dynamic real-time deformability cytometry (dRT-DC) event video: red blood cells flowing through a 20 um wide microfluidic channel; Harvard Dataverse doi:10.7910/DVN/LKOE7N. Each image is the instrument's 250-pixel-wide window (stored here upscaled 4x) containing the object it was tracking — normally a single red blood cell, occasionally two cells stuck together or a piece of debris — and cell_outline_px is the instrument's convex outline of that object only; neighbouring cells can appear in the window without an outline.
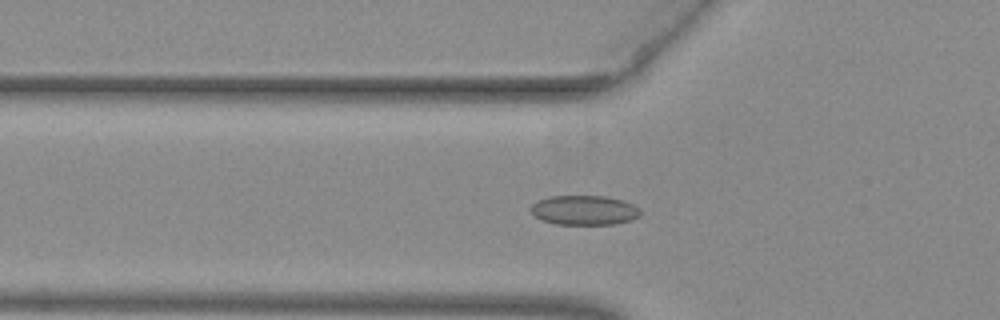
{"species": "common noctule bat (a hibernating species)", "species_latin": "Nyctalus noctula", "temperature_condition": "warm", "stored_images_in_passage": 48, "camera_frame_rate_fps": 3000, "um_per_image_px": 0.085, "animal": {"sex": "female", "body_mass_g": 29.2, "forearm_length_mm": 56.3}, "frame": {"image": 1, "passage_image": 20, "time_ms": 6.333, "image_size_px": [1000, 320], "cell_outline_px": [[640, 216], [632, 220], [616, 224], [556, 224], [540, 220], [528, 208], [532, 204], [540, 200], [552, 196], [604, 196], [624, 200], [632, 204], [640, 212]], "centroid_in_image_um": [49.65, 17.87], "position_along_channel_um": 76.1, "area_um2": 18.84}}
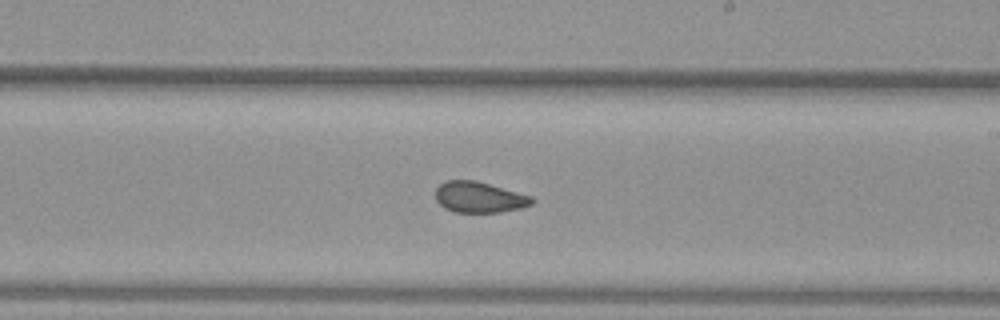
{"frame": {"image": 2, "passage_image": 33, "time_ms": 10.667, "image_size_px": [1000, 320], "cell_outline_px": [[536, 200], [532, 204], [520, 208], [500, 212], [456, 212], [444, 208], [436, 200], [436, 188], [444, 180], [476, 180], [532, 196]], "centroid_in_image_um": [40.74, 16.75], "position_along_channel_um": 248.3, "area_um2": 17.4}}
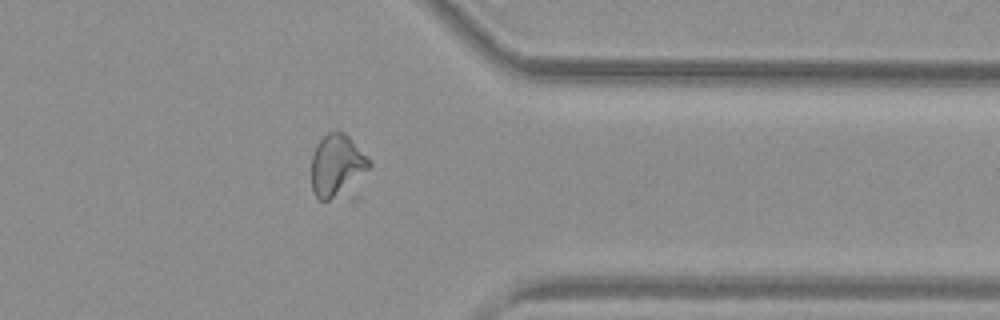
{"frame": {"image": 3, "passage_image": 43, "time_ms": 14.0, "image_size_px": [1000, 320], "cell_outline_px": [[372, 164], [360, 200], [356, 204], [320, 200], [312, 192], [312, 152], [316, 144], [328, 132], [344, 132], [348, 136]], "centroid_in_image_um": [28.81, 14.39], "position_along_channel_um": 382.6, "area_um2": 24.1}, "authors_computed_cell_mechanics": {"area_um2": 19.5075, "velocity_mm_per_s": 3.9727, "shape_relaxation_time_tau1_ms": 10.0162, "shape_relaxation_time_tau2_ms": 4.3323, "deformation_change_tau1": 0.1167, "deformation_change_tau2": 0.1241}}